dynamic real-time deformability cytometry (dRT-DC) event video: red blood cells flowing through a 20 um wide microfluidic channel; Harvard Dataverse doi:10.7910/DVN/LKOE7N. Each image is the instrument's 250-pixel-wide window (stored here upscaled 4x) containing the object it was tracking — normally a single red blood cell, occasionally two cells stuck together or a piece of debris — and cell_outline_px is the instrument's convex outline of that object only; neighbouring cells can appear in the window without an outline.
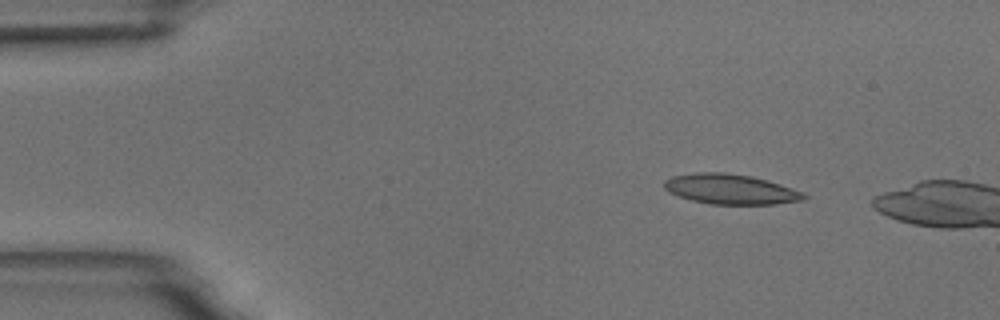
{"species": "common noctule bat (a hibernating species)", "species_latin": "Nyctalus noctula", "temperature_condition": "room temperature", "stored_images_in_passage": 4, "camera_frame_rate_fps": 3000, "um_per_image_px": 0.085, "animal": {"sex": "male", "body_mass_g": 18.8}, "frame": {"image": 1, "passage_image": 1, "time_ms": 0.0, "image_size_px": [1000, 320], "cell_outline_px": [[808, 196], [804, 200], [776, 204], [712, 204], [692, 200], [668, 192], [664, 188], [664, 180], [672, 176], [700, 172], [728, 172], [752, 176], [780, 184], [804, 192]], "centroid_in_image_um": [62.12, 16.07], "position_along_channel_um": 22.9, "area_um2": 24.51}}